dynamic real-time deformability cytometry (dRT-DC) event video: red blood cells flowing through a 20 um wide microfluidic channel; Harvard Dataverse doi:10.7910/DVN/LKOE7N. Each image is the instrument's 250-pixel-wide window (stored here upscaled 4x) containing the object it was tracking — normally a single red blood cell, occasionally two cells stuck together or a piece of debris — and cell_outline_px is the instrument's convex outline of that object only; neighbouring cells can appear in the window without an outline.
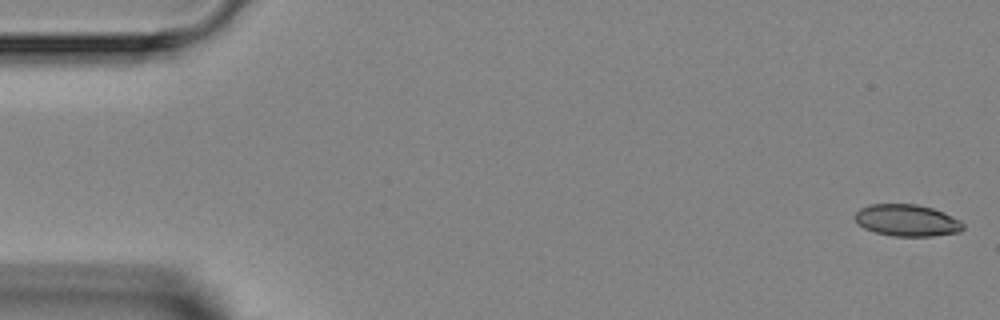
{"species": "Egyptian fruit bat (a non-hibernating species)", "species_latin": "Rousettus aegyptiacus", "temperature_condition": "room temperature", "stored_images_in_passage": 5, "camera_frame_rate_fps": 3000, "um_per_image_px": 0.085, "animal": {"sex": "female"}, "frame": {"image": 1, "passage_image": 1, "time_ms": 0.0, "image_size_px": [1000, 320], "cell_outline_px": [[964, 228], [960, 232], [932, 236], [892, 236], [876, 232], [864, 228], [852, 216], [860, 208], [868, 204], [916, 204], [932, 208], [944, 212], [960, 220], [964, 224]], "centroid_in_image_um": [77.1, 18.72], "position_along_channel_um": 7.9, "area_um2": 20.11}}